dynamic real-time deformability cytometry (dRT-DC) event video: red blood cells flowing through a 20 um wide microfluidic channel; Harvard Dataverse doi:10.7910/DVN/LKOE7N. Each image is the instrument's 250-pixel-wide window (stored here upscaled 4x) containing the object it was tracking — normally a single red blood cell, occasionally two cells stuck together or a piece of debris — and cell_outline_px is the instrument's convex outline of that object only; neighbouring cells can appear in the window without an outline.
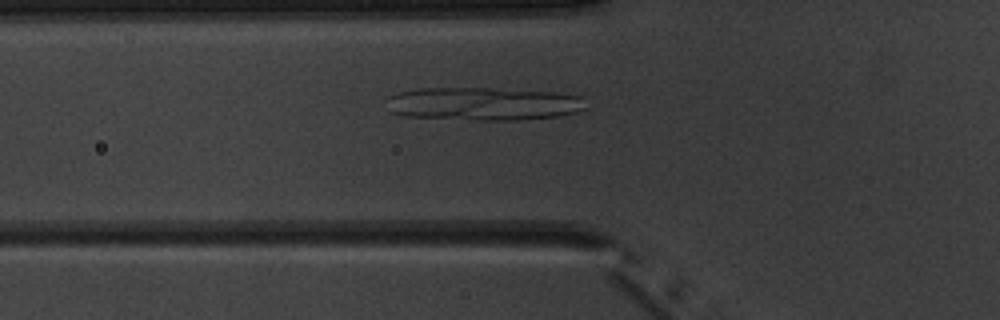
{"species": "common noctule bat (a hibernating species)", "species_latin": "Nyctalus noctula", "temperature_condition": "warm", "stored_images_in_passage": 5, "camera_frame_rate_fps": 3000, "um_per_image_px": 0.085, "animal": {"sex": "male", "body_mass_g": 20.1, "forearm_length_mm": 53.5}, "frame": {"image": 1, "passage_image": 5, "time_ms": 7.667, "image_size_px": [1000, 320], "cell_outline_px": [[588, 108], [576, 112], [560, 116], [520, 120], [476, 120], [404, 116], [388, 112], [388, 96], [396, 92], [424, 88], [492, 88], [552, 92], [580, 96]], "centroid_in_image_um": [41.06, 8.83], "position_along_channel_um": 84.7, "area_um2": 38.73}}